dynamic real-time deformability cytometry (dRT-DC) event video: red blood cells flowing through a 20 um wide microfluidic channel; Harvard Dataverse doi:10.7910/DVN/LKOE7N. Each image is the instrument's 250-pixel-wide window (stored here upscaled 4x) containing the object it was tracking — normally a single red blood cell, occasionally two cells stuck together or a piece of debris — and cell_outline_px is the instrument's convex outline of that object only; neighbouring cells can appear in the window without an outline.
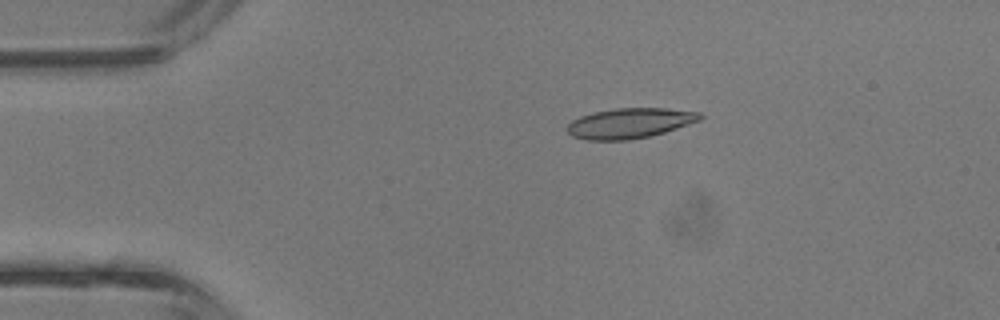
{"species": "common noctule bat (a hibernating species)", "species_latin": "Nyctalus noctula", "temperature_condition": "room temperature", "stored_images_in_passage": 38, "camera_frame_rate_fps": 3000, "um_per_image_px": 0.085, "animal": {"sex": "male", "body_mass_g": 13.3}, "frame": {"image": 1, "passage_image": 5, "time_ms": 1.333, "image_size_px": [1000, 320], "cell_outline_px": [[704, 116], [700, 120], [664, 132], [648, 136], [628, 140], [588, 140], [572, 136], [568, 132], [568, 124], [572, 120], [580, 116], [596, 112], [616, 108], [664, 108], [700, 112]], "centroid_in_image_um": [53.53, 10.47], "position_along_channel_um": 31.5, "area_um2": 23.12}}
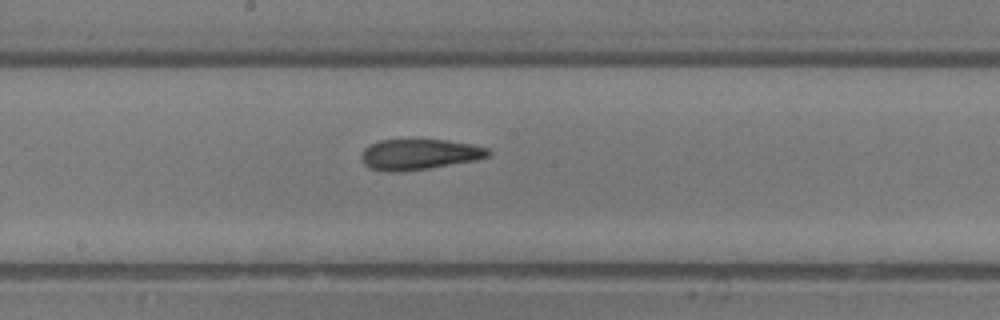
{"frame": {"image": 2, "passage_image": 19, "time_ms": 6.0, "image_size_px": [1000, 320], "cell_outline_px": [[492, 152], [488, 156], [476, 160], [428, 168], [400, 172], [384, 172], [368, 168], [360, 160], [360, 156], [364, 148], [380, 140], [448, 140], [472, 144], [488, 148]], "centroid_in_image_um": [35.61, 13.13], "position_along_channel_um": 212.6, "area_um2": 22.77}}
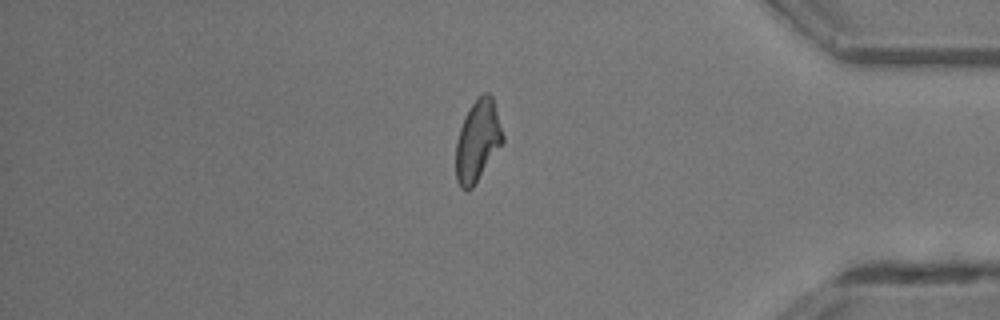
{"frame": {"image": 3, "passage_image": 32, "time_ms": 10.333, "image_size_px": [1000, 320], "cell_outline_px": [[504, 140], [472, 188], [468, 192], [464, 192], [460, 188], [456, 180], [456, 140], [464, 116], [472, 104], [484, 92], [488, 92], [492, 96], [504, 136]], "centroid_in_image_um": [40.57, 11.99], "position_along_channel_um": 394.6, "area_um2": 22.08}, "authors_computed_cell_mechanics": {"area_um2": 22.7443, "velocity_mm_per_s": 4.9119, "shape_relaxation_time_tau1_ms": 5.6712, "shape_relaxation_time_tau2_ms": 2.1684, "deformation_change_tau1": 0.2323, "deformation_change_tau2": 0.1184}}